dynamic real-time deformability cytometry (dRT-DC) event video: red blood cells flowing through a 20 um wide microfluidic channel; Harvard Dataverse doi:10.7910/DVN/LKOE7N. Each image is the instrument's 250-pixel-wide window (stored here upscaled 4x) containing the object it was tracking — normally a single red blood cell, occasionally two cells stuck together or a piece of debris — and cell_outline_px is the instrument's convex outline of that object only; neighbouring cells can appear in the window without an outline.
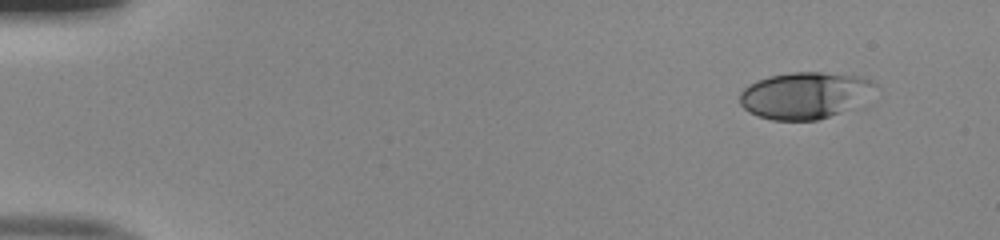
{"species": "human", "species_latin": "Homo sapiens", "temperature_condition": "room temperature", "stored_images_in_passage": 48, "camera_frame_rate_fps": 3000, "um_per_image_px": 0.085, "donor": {"sex": "male"}, "frame": {"image": 1, "passage_image": 1, "time_ms": 0.0, "image_size_px": [1000, 240], "cell_outline_px": [[876, 84], [856, 108], [816, 120], [772, 120], [756, 116], [748, 112], [740, 104], [740, 92], [748, 84], [756, 80], [768, 76], [792, 72], [824, 72], [864, 76], [872, 80]], "centroid_in_image_um": [68.38, 8.1], "position_along_channel_um": 16.6, "area_um2": 37.11}}
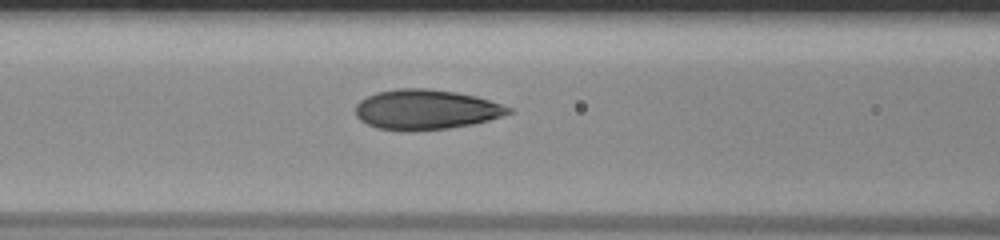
{"frame": {"image": 2, "passage_image": 19, "time_ms": 6.0, "image_size_px": [1000, 240], "cell_outline_px": [[512, 112], [488, 120], [472, 124], [448, 128], [408, 132], [404, 132], [376, 128], [360, 120], [356, 116], [356, 104], [360, 100], [376, 92], [396, 88], [428, 88], [456, 92], [476, 96], [512, 108]], "centroid_in_image_um": [36.15, 9.32], "position_along_channel_um": 130.4, "area_um2": 35.78}}
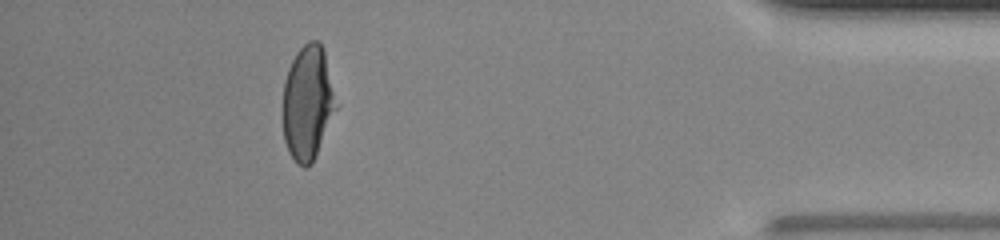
{"frame": {"image": 3, "passage_image": 43, "time_ms": 14.0, "image_size_px": [1000, 240], "cell_outline_px": [[336, 108], [312, 164], [308, 168], [304, 168], [296, 164], [288, 152], [284, 140], [280, 116], [280, 112], [284, 80], [288, 68], [296, 52], [308, 40], [316, 40], [320, 44], [324, 52]], "centroid_in_image_um": [26.06, 8.8], "position_along_channel_um": 409.1, "area_um2": 35.66}, "authors_computed_cell_mechanics": {"area_um2": 35.4025, "velocity_mm_per_s": 4.0405, "shape_relaxation_time_tau1_ms": 4.126, "shape_relaxation_time_tau2_ms": null, "deformation_change_tau1": 0.1755, "deformation_change_tau2": null}}